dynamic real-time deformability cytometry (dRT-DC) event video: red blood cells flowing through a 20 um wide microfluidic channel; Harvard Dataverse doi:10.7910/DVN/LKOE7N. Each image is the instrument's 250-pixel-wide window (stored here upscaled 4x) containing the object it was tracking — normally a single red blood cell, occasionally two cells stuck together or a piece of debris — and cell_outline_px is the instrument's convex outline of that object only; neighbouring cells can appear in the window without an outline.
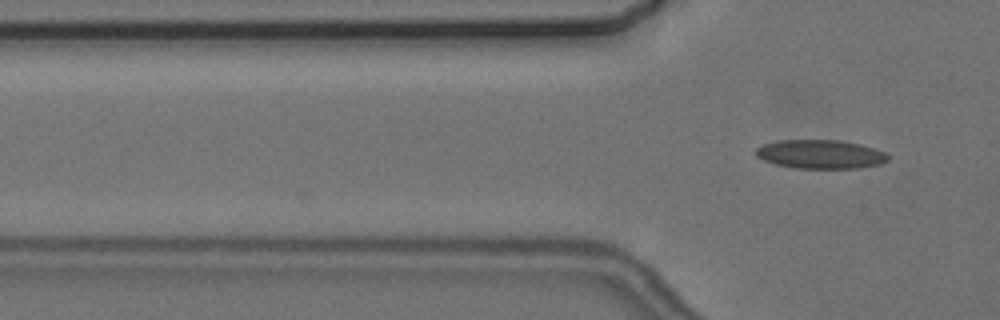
{"species": "common noctule bat (a hibernating species)", "species_latin": "Nyctalus noctula", "temperature_condition": "cold", "stored_images_in_passage": 4, "camera_frame_rate_fps": 3000, "um_per_image_px": 0.085, "animal": {"sex": "female", "body_mass_g": 24.6, "forearm_length_mm": 56.2}, "frame": {"image": 1, "passage_image": 4, "time_ms": 3.667, "image_size_px": [1000, 320], "cell_outline_px": [[888, 160], [880, 164], [860, 168], [800, 168], [776, 164], [764, 160], [756, 156], [756, 148], [764, 144], [780, 140], [840, 140], [860, 144], [876, 148], [884, 152], [888, 156]], "centroid_in_image_um": [69.76, 13.1], "position_along_channel_um": 56.0, "area_um2": 22.08}}